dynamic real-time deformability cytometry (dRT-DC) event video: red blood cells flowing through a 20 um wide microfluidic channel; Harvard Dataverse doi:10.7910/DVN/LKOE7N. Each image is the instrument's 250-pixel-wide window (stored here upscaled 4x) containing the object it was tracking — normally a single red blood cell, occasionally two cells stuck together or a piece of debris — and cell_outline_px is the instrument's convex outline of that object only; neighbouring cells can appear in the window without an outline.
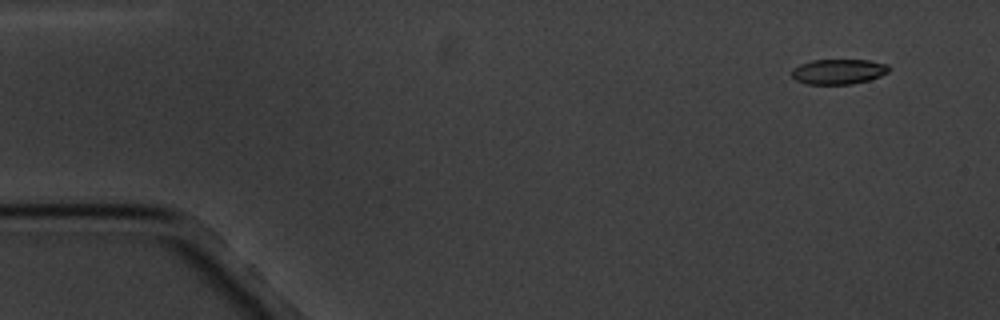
{"species": "common noctule bat (a hibernating species)", "species_latin": "Nyctalus noctula", "temperature_condition": "cold", "stored_images_in_passage": 10, "camera_frame_rate_fps": 3000, "um_per_image_px": 0.085, "animal": {"sex": "male", "body_mass_g": 20.1, "forearm_length_mm": 53.5}, "frame": {"image": 1, "passage_image": 1, "time_ms": 0.0, "image_size_px": [1000, 320], "cell_outline_px": [[888, 72], [880, 76], [868, 80], [852, 84], [804, 84], [796, 80], [792, 76], [792, 68], [800, 64], [812, 60], [868, 60], [888, 64]], "centroid_in_image_um": [71.24, 6.08], "position_along_channel_um": 13.8, "area_um2": 14.22}}
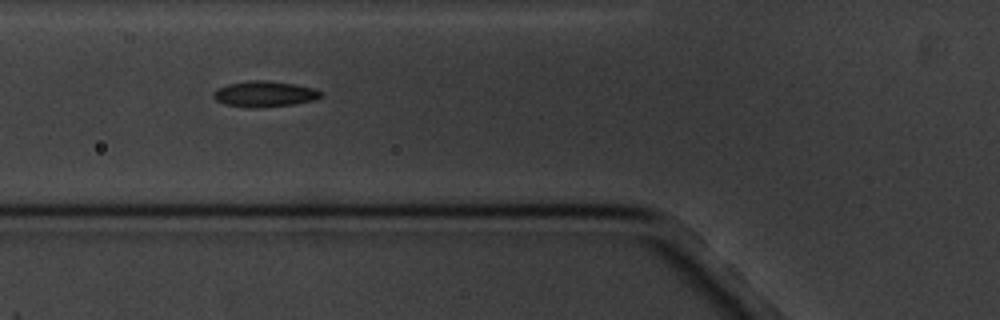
{"frame": {"image": 2, "passage_image": 6, "time_ms": 5.667, "image_size_px": [1000, 320], "cell_outline_px": [[320, 96], [316, 100], [292, 104], [260, 108], [248, 108], [224, 104], [216, 100], [212, 96], [212, 92], [216, 88], [228, 84], [248, 80], [264, 80], [296, 84], [316, 88], [320, 92]], "centroid_in_image_um": [22.44, 7.99], "position_along_channel_um": 103.4, "area_um2": 16.36}}
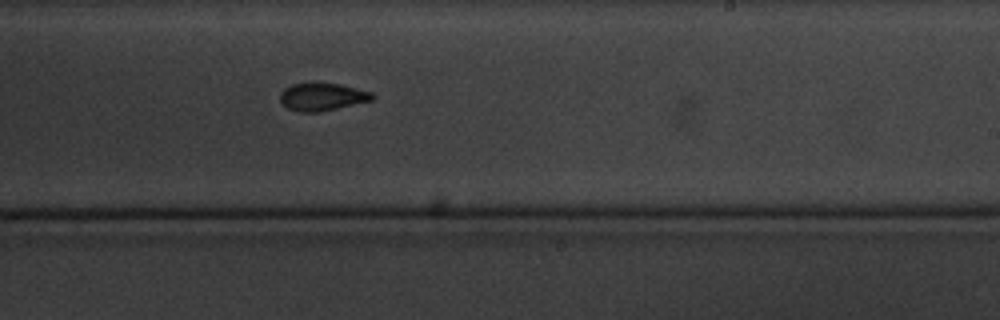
{"frame": {"image": 3, "passage_image": 10, "time_ms": 10.333, "image_size_px": [1000, 320], "cell_outline_px": [[376, 96], [372, 100], [320, 112], [296, 112], [288, 108], [280, 100], [280, 92], [284, 88], [292, 84], [312, 80], [340, 84], [372, 92]], "centroid_in_image_um": [27.36, 8.19], "position_along_channel_um": 261.6, "area_um2": 15.37}}